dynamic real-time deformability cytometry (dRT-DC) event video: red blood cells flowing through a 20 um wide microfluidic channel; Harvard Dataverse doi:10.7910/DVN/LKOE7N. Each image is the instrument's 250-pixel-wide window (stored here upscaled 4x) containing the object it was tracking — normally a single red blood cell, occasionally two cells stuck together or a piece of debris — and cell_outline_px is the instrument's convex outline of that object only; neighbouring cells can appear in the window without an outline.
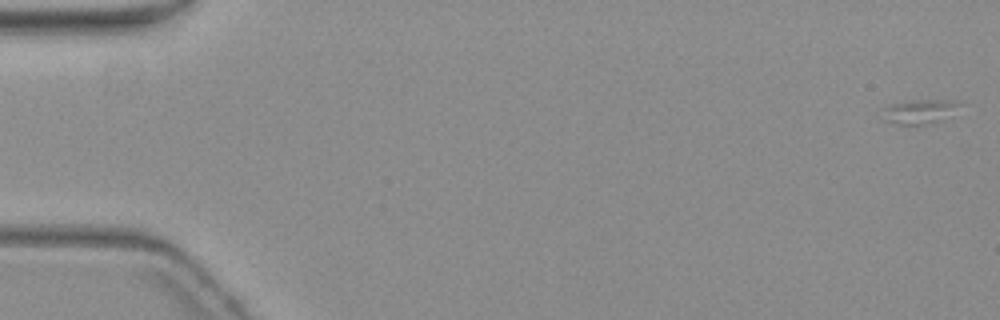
{"species": "common noctule bat (a hibernating species)", "species_latin": "Nyctalus noctula", "temperature_condition": "warm", "stored_images_in_passage": 6, "camera_frame_rate_fps": 3000, "um_per_image_px": 0.085, "animal": {"sex": "female", "body_mass_g": 19.3, "forearm_length_mm": 54.1}, "frame": {"image": 1, "passage_image": 1, "time_ms": 0.0, "image_size_px": [1000, 320], "cell_outline_px": [[960, 104], [936, 120], [924, 124], [900, 124], [880, 120], [884, 108], [888, 104], [904, 100], [944, 100]], "centroid_in_image_um": [77.9, 9.46], "position_along_channel_um": 7.1, "area_um2": 10.29}}